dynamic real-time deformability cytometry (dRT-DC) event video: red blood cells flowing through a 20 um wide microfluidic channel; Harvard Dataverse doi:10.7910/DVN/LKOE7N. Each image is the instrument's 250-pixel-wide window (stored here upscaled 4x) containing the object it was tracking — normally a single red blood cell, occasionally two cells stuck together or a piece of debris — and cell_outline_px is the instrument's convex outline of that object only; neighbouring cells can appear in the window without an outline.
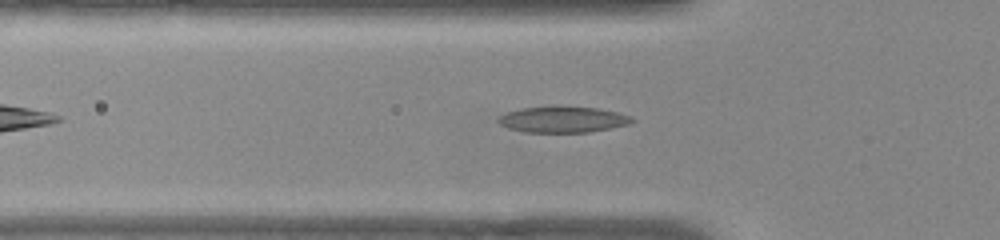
{"species": "common noctule bat (a hibernating species)", "species_latin": "Nyctalus noctula", "temperature_condition": "warm", "stored_images_in_passage": 42, "camera_frame_rate_fps": 3000, "um_per_image_px": 0.085, "animal": {"sex": "female", "body_mass_g": 22.0, "forearm_length_mm": 56.7}, "frame": {"image": 1, "passage_image": 7, "time_ms": 2.0, "image_size_px": [1000, 240], "cell_outline_px": [[636, 120], [628, 124], [588, 132], [524, 132], [508, 128], [500, 124], [496, 120], [500, 116], [508, 112], [520, 108], [596, 108], [616, 112], [632, 116]], "centroid_in_image_um": [47.84, 10.18], "position_along_channel_um": 78.0, "area_um2": 19.59}}
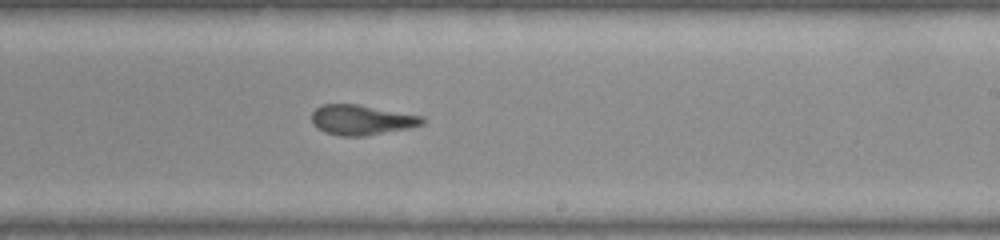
{"frame": {"image": 2, "passage_image": 21, "time_ms": 6.667, "image_size_px": [1000, 240], "cell_outline_px": [[424, 124], [408, 128], [364, 136], [340, 136], [324, 132], [316, 128], [312, 124], [312, 112], [320, 104], [360, 104], [424, 116]], "centroid_in_image_um": [30.71, 10.18], "position_along_channel_um": 258.3, "area_um2": 19.59}}
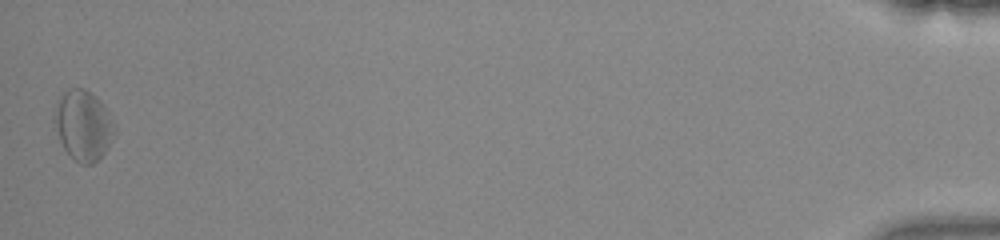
{"frame": {"image": 3, "passage_image": 42, "time_ms": 13.667, "image_size_px": [1000, 240], "cell_outline_px": [[116, 132], [108, 148], [92, 164], [80, 164], [64, 148], [60, 140], [52, 116], [64, 92], [68, 88], [84, 88], [104, 104], [116, 124]], "centroid_in_image_um": [7.11, 10.65], "position_along_channel_um": 428.1, "area_um2": 24.39}, "authors_computed_cell_mechanics": {"area_um2": 20.2878, "velocity_mm_per_s": 3.8685, "shape_relaxation_time_tau1_ms": 4.8703, "shape_relaxation_time_tau2_ms": 2.6502, "deformation_change_tau1": 0.1517, "deformation_change_tau2": 0.1177}}